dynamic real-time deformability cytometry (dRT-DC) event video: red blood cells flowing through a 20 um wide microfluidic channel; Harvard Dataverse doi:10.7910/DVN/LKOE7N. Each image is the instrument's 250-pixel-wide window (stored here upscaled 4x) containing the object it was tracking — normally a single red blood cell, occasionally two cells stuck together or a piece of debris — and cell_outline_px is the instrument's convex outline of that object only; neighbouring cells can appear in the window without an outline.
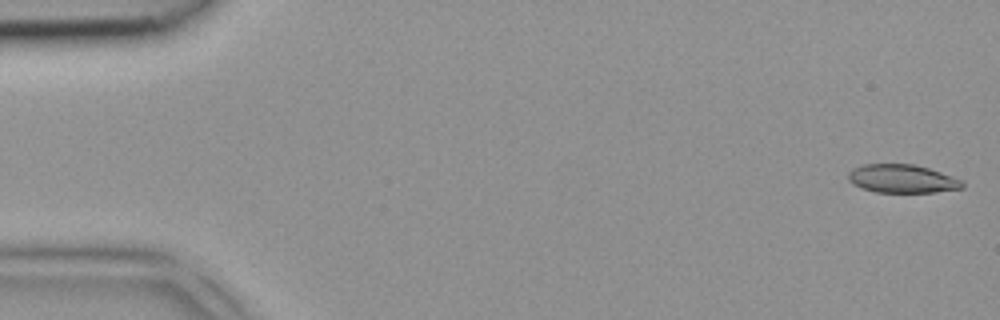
{"species": "common noctule bat (a hibernating species)", "species_latin": "Nyctalus noctula", "temperature_condition": "room temperature", "stored_images_in_passage": 5, "camera_frame_rate_fps": 3000, "um_per_image_px": 0.085, "animal": {"sex": "female", "body_mass_g": 18.4}, "frame": {"image": 1, "passage_image": 1, "time_ms": 0.0, "image_size_px": [1000, 320], "cell_outline_px": [[964, 188], [936, 192], [876, 192], [860, 188], [852, 184], [848, 180], [848, 172], [852, 168], [864, 164], [916, 164], [964, 180]], "centroid_in_image_um": [76.68, 15.19], "position_along_channel_um": 8.3, "area_um2": 19.07}}